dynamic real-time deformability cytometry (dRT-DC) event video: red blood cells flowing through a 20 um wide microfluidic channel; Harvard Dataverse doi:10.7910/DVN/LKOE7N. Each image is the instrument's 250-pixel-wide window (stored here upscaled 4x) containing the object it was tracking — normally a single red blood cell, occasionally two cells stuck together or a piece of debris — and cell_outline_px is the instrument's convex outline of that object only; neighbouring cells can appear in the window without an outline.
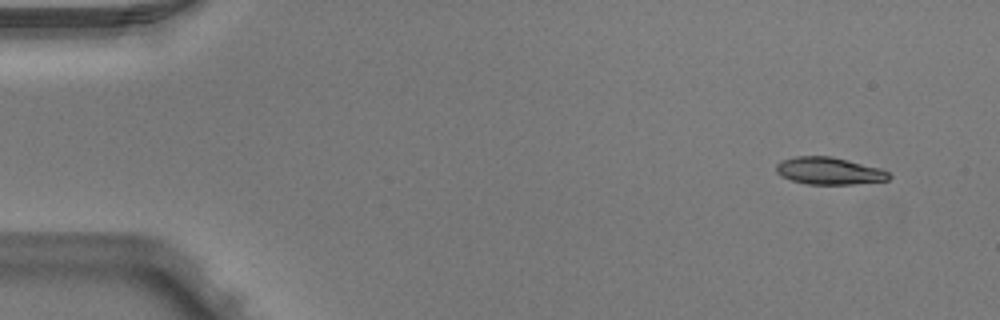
{"species": "Egyptian fruit bat (a non-hibernating species)", "species_latin": "Rousettus aegyptiacus", "temperature_condition": "warm", "stored_images_in_passage": 48, "camera_frame_rate_fps": 3000, "um_per_image_px": 0.085, "animal": {"sex": "male"}, "frame": {"image": 1, "passage_image": 1, "time_ms": 0.0, "image_size_px": [1000, 320], "cell_outline_px": [[892, 176], [888, 180], [852, 184], [808, 184], [792, 180], [780, 176], [776, 172], [776, 164], [780, 160], [796, 156], [832, 156], [880, 168], [888, 172]], "centroid_in_image_um": [70.45, 14.52], "position_along_channel_um": 14.6, "area_um2": 17.92}}
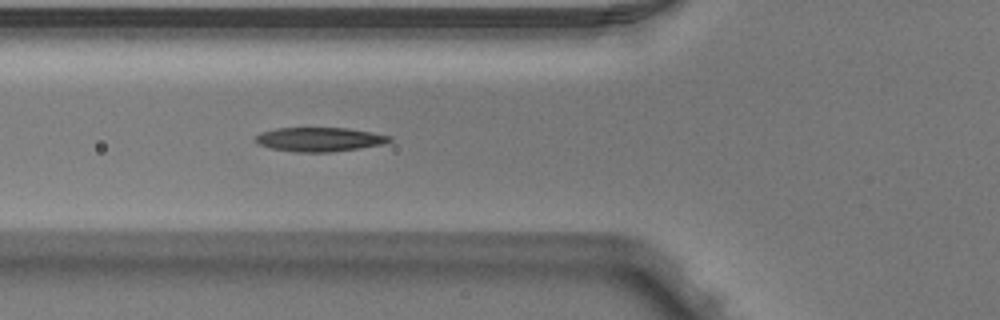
{"frame": {"image": 2, "passage_image": 16, "time_ms": 5.0, "image_size_px": [1000, 320], "cell_outline_px": [[392, 140], [384, 144], [332, 152], [296, 152], [272, 148], [260, 144], [252, 140], [260, 132], [276, 128], [348, 128], [372, 132], [392, 136]], "centroid_in_image_um": [27.16, 11.84], "position_along_channel_um": 98.6, "area_um2": 18.84}}
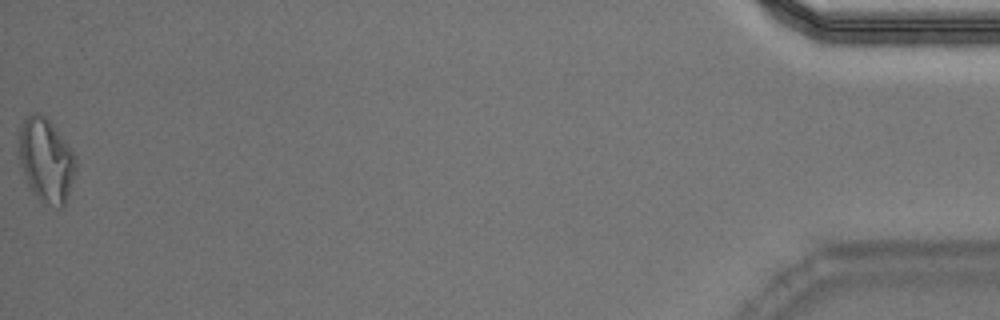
{"frame": {"image": 3, "passage_image": 48, "time_ms": 15.667, "image_size_px": [1000, 320], "cell_outline_px": [[76, 172], [64, 204], [60, 208], [44, 204], [28, 188], [20, 164], [20, 128], [24, 120], [32, 112], [36, 112], [44, 116], [48, 120], [76, 156]], "centroid_in_image_um": [3.92, 13.66], "position_along_channel_um": 431.3, "area_um2": 27.46}, "authors_computed_cell_mechanics": {"area_um2": 19.0162, "velocity_mm_per_s": 3.9984, "shape_relaxation_time_tau1_ms": null, "shape_relaxation_time_tau2_ms": 4.4999, "deformation_change_tau1": null, "deformation_change_tau2": 0.1314}}